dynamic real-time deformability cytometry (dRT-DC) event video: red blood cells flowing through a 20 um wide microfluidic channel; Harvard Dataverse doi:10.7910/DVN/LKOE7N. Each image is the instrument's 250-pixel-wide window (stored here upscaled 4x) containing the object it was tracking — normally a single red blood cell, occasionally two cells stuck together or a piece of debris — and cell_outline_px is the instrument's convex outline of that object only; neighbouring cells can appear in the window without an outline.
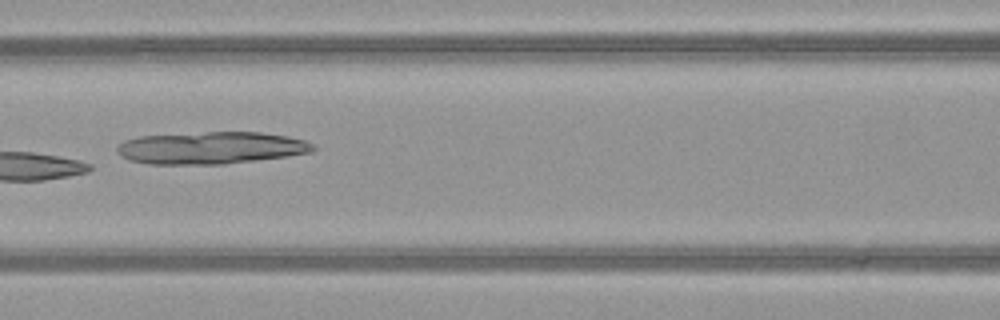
{"species": "common noctule bat (a hibernating species)", "species_latin": "Nyctalus noctula", "temperature_condition": "warm", "stored_images_in_passage": 6, "camera_frame_rate_fps": 3000, "um_per_image_px": 0.085, "animal": {"sex": "female", "body_mass_g": 21.9}, "frame": {"image": 1, "passage_image": 6, "time_ms": 1.667, "image_size_px": [1000, 320], "cell_outline_px": [[316, 148], [312, 152], [288, 156], [224, 164], [148, 164], [128, 160], [120, 156], [116, 152], [116, 148], [124, 140], [140, 136], [204, 132], [260, 132], [288, 136], [304, 140], [312, 144]], "centroid_in_image_um": [17.91, 12.57], "position_along_channel_um": 148.7, "area_um2": 36.93}}